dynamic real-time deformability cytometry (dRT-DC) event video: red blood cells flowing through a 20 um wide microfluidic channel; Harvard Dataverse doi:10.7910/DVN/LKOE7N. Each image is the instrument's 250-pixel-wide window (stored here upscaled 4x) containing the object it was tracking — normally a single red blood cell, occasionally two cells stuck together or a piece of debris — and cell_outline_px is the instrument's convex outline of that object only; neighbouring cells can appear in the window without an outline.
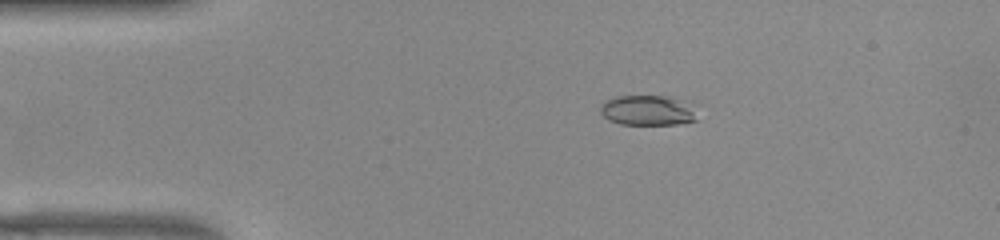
{"species": "common noctule bat (a hibernating species)", "species_latin": "Nyctalus noctula", "temperature_condition": "warm", "stored_images_in_passage": 52, "camera_frame_rate_fps": 3000, "um_per_image_px": 0.085, "animal": {"sex": "female", "body_mass_g": 22.0, "forearm_length_mm": 56.7}, "frame": {"image": 1, "passage_image": 10, "time_ms": 3.0, "image_size_px": [1000, 240], "cell_outline_px": [[696, 120], [680, 124], [620, 124], [608, 120], [600, 112], [600, 104], [616, 96], [668, 96], [692, 100]], "centroid_in_image_um": [55.11, 9.36], "position_along_channel_um": 29.9, "area_um2": 17.34}}
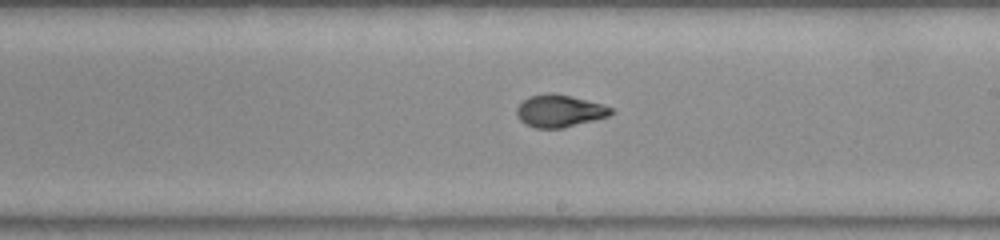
{"frame": {"image": 2, "passage_image": 30, "time_ms": 9.667, "image_size_px": [1000, 240], "cell_outline_px": [[612, 112], [608, 116], [564, 128], [536, 128], [524, 124], [516, 116], [516, 108], [528, 96], [548, 92], [552, 92], [600, 104], [612, 108]], "centroid_in_image_um": [47.48, 9.44], "position_along_channel_um": 241.5, "area_um2": 17.57}}
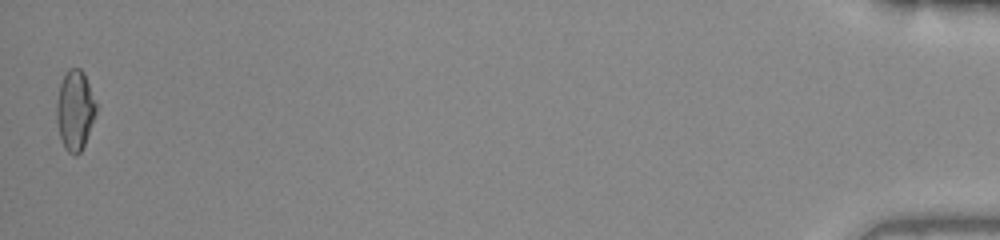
{"frame": {"image": 3, "passage_image": 52, "time_ms": 17.0, "image_size_px": [1000, 240], "cell_outline_px": [[96, 112], [84, 144], [80, 152], [76, 156], [68, 152], [64, 148], [60, 136], [56, 120], [56, 104], [60, 84], [68, 68], [80, 68], [84, 72], [96, 104]], "centroid_in_image_um": [6.35, 9.37], "position_along_channel_um": 428.8, "area_um2": 18.21}, "authors_computed_cell_mechanics": {"area_um2": 17.8024, "velocity_mm_per_s": 3.913, "shape_relaxation_time_tau1_ms": null, "shape_relaxation_time_tau2_ms": 0.7539, "deformation_change_tau1": null, "deformation_change_tau2": 0.0539}}